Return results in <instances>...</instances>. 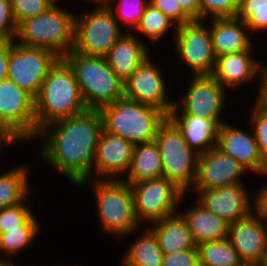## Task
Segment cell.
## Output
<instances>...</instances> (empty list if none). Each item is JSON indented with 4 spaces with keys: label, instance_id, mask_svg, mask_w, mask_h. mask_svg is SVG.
<instances>
[{
    "label": "cell",
    "instance_id": "6da1fadb",
    "mask_svg": "<svg viewBox=\"0 0 267 266\" xmlns=\"http://www.w3.org/2000/svg\"><path fill=\"white\" fill-rule=\"evenodd\" d=\"M99 110L54 121L40 129L34 138L42 144L43 161L74 186L91 180L97 143L102 131Z\"/></svg>",
    "mask_w": 267,
    "mask_h": 266
},
{
    "label": "cell",
    "instance_id": "7a4b0ae2",
    "mask_svg": "<svg viewBox=\"0 0 267 266\" xmlns=\"http://www.w3.org/2000/svg\"><path fill=\"white\" fill-rule=\"evenodd\" d=\"M87 110L73 69L60 58L35 98L36 135L46 125Z\"/></svg>",
    "mask_w": 267,
    "mask_h": 266
},
{
    "label": "cell",
    "instance_id": "3957f363",
    "mask_svg": "<svg viewBox=\"0 0 267 266\" xmlns=\"http://www.w3.org/2000/svg\"><path fill=\"white\" fill-rule=\"evenodd\" d=\"M90 183L94 194L98 223L101 231L116 239L129 238L140 232L130 184L123 180H86L77 187Z\"/></svg>",
    "mask_w": 267,
    "mask_h": 266
},
{
    "label": "cell",
    "instance_id": "277c9868",
    "mask_svg": "<svg viewBox=\"0 0 267 266\" xmlns=\"http://www.w3.org/2000/svg\"><path fill=\"white\" fill-rule=\"evenodd\" d=\"M104 131L120 136L133 146L155 140L159 127L168 116L152 106L120 98L99 109Z\"/></svg>",
    "mask_w": 267,
    "mask_h": 266
},
{
    "label": "cell",
    "instance_id": "5b68a950",
    "mask_svg": "<svg viewBox=\"0 0 267 266\" xmlns=\"http://www.w3.org/2000/svg\"><path fill=\"white\" fill-rule=\"evenodd\" d=\"M58 3L59 0L45 13L21 21L17 25L14 41L48 49L60 58L71 52L74 46L75 10L62 8Z\"/></svg>",
    "mask_w": 267,
    "mask_h": 266
},
{
    "label": "cell",
    "instance_id": "8992f818",
    "mask_svg": "<svg viewBox=\"0 0 267 266\" xmlns=\"http://www.w3.org/2000/svg\"><path fill=\"white\" fill-rule=\"evenodd\" d=\"M63 59L74 71L87 109L99 110L124 97V82L108 66L105 57L72 50Z\"/></svg>",
    "mask_w": 267,
    "mask_h": 266
},
{
    "label": "cell",
    "instance_id": "52a82bcc",
    "mask_svg": "<svg viewBox=\"0 0 267 266\" xmlns=\"http://www.w3.org/2000/svg\"><path fill=\"white\" fill-rule=\"evenodd\" d=\"M154 141L161 155L162 177L188 194L194 187L200 154L189 147L182 132L169 118L159 127Z\"/></svg>",
    "mask_w": 267,
    "mask_h": 266
},
{
    "label": "cell",
    "instance_id": "ba28073f",
    "mask_svg": "<svg viewBox=\"0 0 267 266\" xmlns=\"http://www.w3.org/2000/svg\"><path fill=\"white\" fill-rule=\"evenodd\" d=\"M75 15V52L89 56H105L124 34L114 14L105 4L94 5Z\"/></svg>",
    "mask_w": 267,
    "mask_h": 266
},
{
    "label": "cell",
    "instance_id": "9c48e42d",
    "mask_svg": "<svg viewBox=\"0 0 267 266\" xmlns=\"http://www.w3.org/2000/svg\"><path fill=\"white\" fill-rule=\"evenodd\" d=\"M0 129L19 145L36 137L35 99L8 78L0 81Z\"/></svg>",
    "mask_w": 267,
    "mask_h": 266
},
{
    "label": "cell",
    "instance_id": "30bf717a",
    "mask_svg": "<svg viewBox=\"0 0 267 266\" xmlns=\"http://www.w3.org/2000/svg\"><path fill=\"white\" fill-rule=\"evenodd\" d=\"M135 215L141 227L175 215L185 194L173 182L164 177L130 184ZM185 196V197H184ZM148 223V224H147Z\"/></svg>",
    "mask_w": 267,
    "mask_h": 266
},
{
    "label": "cell",
    "instance_id": "8fae6325",
    "mask_svg": "<svg viewBox=\"0 0 267 266\" xmlns=\"http://www.w3.org/2000/svg\"><path fill=\"white\" fill-rule=\"evenodd\" d=\"M172 31L173 53L180 64L185 63L192 76L212 75L216 57L209 24L205 20H193Z\"/></svg>",
    "mask_w": 267,
    "mask_h": 266
},
{
    "label": "cell",
    "instance_id": "7c38bea8",
    "mask_svg": "<svg viewBox=\"0 0 267 266\" xmlns=\"http://www.w3.org/2000/svg\"><path fill=\"white\" fill-rule=\"evenodd\" d=\"M187 90L175 100L169 115H192L209 120H216L222 125L221 117L227 106L228 90L212 75L191 76Z\"/></svg>",
    "mask_w": 267,
    "mask_h": 266
},
{
    "label": "cell",
    "instance_id": "4fadbf2b",
    "mask_svg": "<svg viewBox=\"0 0 267 266\" xmlns=\"http://www.w3.org/2000/svg\"><path fill=\"white\" fill-rule=\"evenodd\" d=\"M59 59L48 49L29 47L10 40L7 78L35 99L49 70Z\"/></svg>",
    "mask_w": 267,
    "mask_h": 266
},
{
    "label": "cell",
    "instance_id": "5bb4252c",
    "mask_svg": "<svg viewBox=\"0 0 267 266\" xmlns=\"http://www.w3.org/2000/svg\"><path fill=\"white\" fill-rule=\"evenodd\" d=\"M152 58L148 56L124 82V97L157 108L169 116L175 101L168 96L165 72Z\"/></svg>",
    "mask_w": 267,
    "mask_h": 266
},
{
    "label": "cell",
    "instance_id": "9a60e30c",
    "mask_svg": "<svg viewBox=\"0 0 267 266\" xmlns=\"http://www.w3.org/2000/svg\"><path fill=\"white\" fill-rule=\"evenodd\" d=\"M254 47L255 45L245 51L217 57L212 76L229 91H233L234 88L237 91L246 84H253L256 79V83L259 81L257 84L259 87L254 98L258 99L261 94L265 64L253 57Z\"/></svg>",
    "mask_w": 267,
    "mask_h": 266
},
{
    "label": "cell",
    "instance_id": "2e32d148",
    "mask_svg": "<svg viewBox=\"0 0 267 266\" xmlns=\"http://www.w3.org/2000/svg\"><path fill=\"white\" fill-rule=\"evenodd\" d=\"M247 188L245 184H232L216 189L200 190L196 194V199L207 210L230 224L255 211V198H253L255 196Z\"/></svg>",
    "mask_w": 267,
    "mask_h": 266
},
{
    "label": "cell",
    "instance_id": "e0dca14e",
    "mask_svg": "<svg viewBox=\"0 0 267 266\" xmlns=\"http://www.w3.org/2000/svg\"><path fill=\"white\" fill-rule=\"evenodd\" d=\"M133 149L129 141L102 129L91 180H123L130 169Z\"/></svg>",
    "mask_w": 267,
    "mask_h": 266
},
{
    "label": "cell",
    "instance_id": "ac0fdd59",
    "mask_svg": "<svg viewBox=\"0 0 267 266\" xmlns=\"http://www.w3.org/2000/svg\"><path fill=\"white\" fill-rule=\"evenodd\" d=\"M223 123L220 126L216 147L234 158L248 173L262 176L267 171V161L260 154L255 133Z\"/></svg>",
    "mask_w": 267,
    "mask_h": 266
},
{
    "label": "cell",
    "instance_id": "d6986e66",
    "mask_svg": "<svg viewBox=\"0 0 267 266\" xmlns=\"http://www.w3.org/2000/svg\"><path fill=\"white\" fill-rule=\"evenodd\" d=\"M248 173L234 158L217 147L201 154L198 159L197 176L191 190L216 189L232 184H245L243 175Z\"/></svg>",
    "mask_w": 267,
    "mask_h": 266
},
{
    "label": "cell",
    "instance_id": "ffe728a7",
    "mask_svg": "<svg viewBox=\"0 0 267 266\" xmlns=\"http://www.w3.org/2000/svg\"><path fill=\"white\" fill-rule=\"evenodd\" d=\"M227 239L242 263L259 265L267 250V223L254 211L229 224Z\"/></svg>",
    "mask_w": 267,
    "mask_h": 266
},
{
    "label": "cell",
    "instance_id": "44dd1931",
    "mask_svg": "<svg viewBox=\"0 0 267 266\" xmlns=\"http://www.w3.org/2000/svg\"><path fill=\"white\" fill-rule=\"evenodd\" d=\"M135 31H124L104 56L112 71L125 82L131 74L148 58L150 48L148 44ZM148 46V47H147Z\"/></svg>",
    "mask_w": 267,
    "mask_h": 266
},
{
    "label": "cell",
    "instance_id": "7402d4cb",
    "mask_svg": "<svg viewBox=\"0 0 267 266\" xmlns=\"http://www.w3.org/2000/svg\"><path fill=\"white\" fill-rule=\"evenodd\" d=\"M205 21L209 24L216 58L248 50L255 44L245 22L236 17Z\"/></svg>",
    "mask_w": 267,
    "mask_h": 266
},
{
    "label": "cell",
    "instance_id": "603a6c76",
    "mask_svg": "<svg viewBox=\"0 0 267 266\" xmlns=\"http://www.w3.org/2000/svg\"><path fill=\"white\" fill-rule=\"evenodd\" d=\"M154 233L163 254H174L187 249H197L192 232L183 216L175 215L163 218L147 225Z\"/></svg>",
    "mask_w": 267,
    "mask_h": 266
},
{
    "label": "cell",
    "instance_id": "cb8c5ba5",
    "mask_svg": "<svg viewBox=\"0 0 267 266\" xmlns=\"http://www.w3.org/2000/svg\"><path fill=\"white\" fill-rule=\"evenodd\" d=\"M179 213L186 220L196 245L227 238L229 223L207 210L197 200Z\"/></svg>",
    "mask_w": 267,
    "mask_h": 266
},
{
    "label": "cell",
    "instance_id": "d4e9b609",
    "mask_svg": "<svg viewBox=\"0 0 267 266\" xmlns=\"http://www.w3.org/2000/svg\"><path fill=\"white\" fill-rule=\"evenodd\" d=\"M168 118L179 128L190 148L203 154L216 147L220 124L192 115H169Z\"/></svg>",
    "mask_w": 267,
    "mask_h": 266
},
{
    "label": "cell",
    "instance_id": "484cf974",
    "mask_svg": "<svg viewBox=\"0 0 267 266\" xmlns=\"http://www.w3.org/2000/svg\"><path fill=\"white\" fill-rule=\"evenodd\" d=\"M162 177V160L155 141L134 146L130 169L123 181L133 184Z\"/></svg>",
    "mask_w": 267,
    "mask_h": 266
},
{
    "label": "cell",
    "instance_id": "4316f807",
    "mask_svg": "<svg viewBox=\"0 0 267 266\" xmlns=\"http://www.w3.org/2000/svg\"><path fill=\"white\" fill-rule=\"evenodd\" d=\"M138 235L122 254L121 266H162L164 254L154 233L145 227Z\"/></svg>",
    "mask_w": 267,
    "mask_h": 266
},
{
    "label": "cell",
    "instance_id": "83f0119b",
    "mask_svg": "<svg viewBox=\"0 0 267 266\" xmlns=\"http://www.w3.org/2000/svg\"><path fill=\"white\" fill-rule=\"evenodd\" d=\"M2 173L0 174V210L23 203L32 195L28 164L17 165Z\"/></svg>",
    "mask_w": 267,
    "mask_h": 266
},
{
    "label": "cell",
    "instance_id": "f1b7e54d",
    "mask_svg": "<svg viewBox=\"0 0 267 266\" xmlns=\"http://www.w3.org/2000/svg\"><path fill=\"white\" fill-rule=\"evenodd\" d=\"M36 218L35 213L18 229L6 230V233H0V255L11 265L17 266L14 262V256L28 250L29 246L36 241L41 234V223ZM4 254V255H3ZM17 255V256H16ZM13 257V258H12Z\"/></svg>",
    "mask_w": 267,
    "mask_h": 266
},
{
    "label": "cell",
    "instance_id": "f546056e",
    "mask_svg": "<svg viewBox=\"0 0 267 266\" xmlns=\"http://www.w3.org/2000/svg\"><path fill=\"white\" fill-rule=\"evenodd\" d=\"M200 266H240L237 251L226 238L197 245Z\"/></svg>",
    "mask_w": 267,
    "mask_h": 266
},
{
    "label": "cell",
    "instance_id": "4dcf8cb0",
    "mask_svg": "<svg viewBox=\"0 0 267 266\" xmlns=\"http://www.w3.org/2000/svg\"><path fill=\"white\" fill-rule=\"evenodd\" d=\"M177 25L169 19L162 11L158 10L150 3L144 10L139 25L135 28L136 33L139 32L142 36L148 37L151 45L160 42L165 37L171 28L177 29Z\"/></svg>",
    "mask_w": 267,
    "mask_h": 266
},
{
    "label": "cell",
    "instance_id": "1f68e13d",
    "mask_svg": "<svg viewBox=\"0 0 267 266\" xmlns=\"http://www.w3.org/2000/svg\"><path fill=\"white\" fill-rule=\"evenodd\" d=\"M149 2L150 0H109L105 5L112 11L119 26H127V32H132L139 25Z\"/></svg>",
    "mask_w": 267,
    "mask_h": 266
},
{
    "label": "cell",
    "instance_id": "d6a6232c",
    "mask_svg": "<svg viewBox=\"0 0 267 266\" xmlns=\"http://www.w3.org/2000/svg\"><path fill=\"white\" fill-rule=\"evenodd\" d=\"M236 18L245 22L251 34L267 31V0H239Z\"/></svg>",
    "mask_w": 267,
    "mask_h": 266
},
{
    "label": "cell",
    "instance_id": "836d02e7",
    "mask_svg": "<svg viewBox=\"0 0 267 266\" xmlns=\"http://www.w3.org/2000/svg\"><path fill=\"white\" fill-rule=\"evenodd\" d=\"M253 102L250 116H248V124L251 125L255 133L260 154L267 161V107L258 99Z\"/></svg>",
    "mask_w": 267,
    "mask_h": 266
},
{
    "label": "cell",
    "instance_id": "e575fe53",
    "mask_svg": "<svg viewBox=\"0 0 267 266\" xmlns=\"http://www.w3.org/2000/svg\"><path fill=\"white\" fill-rule=\"evenodd\" d=\"M30 198L29 196L23 203L0 210V233L18 229L35 213L30 203H27Z\"/></svg>",
    "mask_w": 267,
    "mask_h": 266
},
{
    "label": "cell",
    "instance_id": "d590c367",
    "mask_svg": "<svg viewBox=\"0 0 267 266\" xmlns=\"http://www.w3.org/2000/svg\"><path fill=\"white\" fill-rule=\"evenodd\" d=\"M58 0H10L11 10L16 24L45 13Z\"/></svg>",
    "mask_w": 267,
    "mask_h": 266
},
{
    "label": "cell",
    "instance_id": "8d00e7d4",
    "mask_svg": "<svg viewBox=\"0 0 267 266\" xmlns=\"http://www.w3.org/2000/svg\"><path fill=\"white\" fill-rule=\"evenodd\" d=\"M201 20L233 18L238 11L239 0H199Z\"/></svg>",
    "mask_w": 267,
    "mask_h": 266
},
{
    "label": "cell",
    "instance_id": "74e56055",
    "mask_svg": "<svg viewBox=\"0 0 267 266\" xmlns=\"http://www.w3.org/2000/svg\"><path fill=\"white\" fill-rule=\"evenodd\" d=\"M152 6L162 11L177 26L193 21V19L182 9L181 5L174 0H150Z\"/></svg>",
    "mask_w": 267,
    "mask_h": 266
},
{
    "label": "cell",
    "instance_id": "f35d334b",
    "mask_svg": "<svg viewBox=\"0 0 267 266\" xmlns=\"http://www.w3.org/2000/svg\"><path fill=\"white\" fill-rule=\"evenodd\" d=\"M17 24L14 20L10 0H0V40H14Z\"/></svg>",
    "mask_w": 267,
    "mask_h": 266
},
{
    "label": "cell",
    "instance_id": "ab89813d",
    "mask_svg": "<svg viewBox=\"0 0 267 266\" xmlns=\"http://www.w3.org/2000/svg\"><path fill=\"white\" fill-rule=\"evenodd\" d=\"M162 266H200L198 249H187L164 254Z\"/></svg>",
    "mask_w": 267,
    "mask_h": 266
},
{
    "label": "cell",
    "instance_id": "60d3db41",
    "mask_svg": "<svg viewBox=\"0 0 267 266\" xmlns=\"http://www.w3.org/2000/svg\"><path fill=\"white\" fill-rule=\"evenodd\" d=\"M267 178V171L262 175V177ZM255 212L267 223V182L259 187L255 193Z\"/></svg>",
    "mask_w": 267,
    "mask_h": 266
},
{
    "label": "cell",
    "instance_id": "b9f144b4",
    "mask_svg": "<svg viewBox=\"0 0 267 266\" xmlns=\"http://www.w3.org/2000/svg\"><path fill=\"white\" fill-rule=\"evenodd\" d=\"M10 56V40H0V81L8 76V62Z\"/></svg>",
    "mask_w": 267,
    "mask_h": 266
},
{
    "label": "cell",
    "instance_id": "7bdbcfd3",
    "mask_svg": "<svg viewBox=\"0 0 267 266\" xmlns=\"http://www.w3.org/2000/svg\"><path fill=\"white\" fill-rule=\"evenodd\" d=\"M193 19L201 20V5L199 0H174Z\"/></svg>",
    "mask_w": 267,
    "mask_h": 266
},
{
    "label": "cell",
    "instance_id": "ee69618b",
    "mask_svg": "<svg viewBox=\"0 0 267 266\" xmlns=\"http://www.w3.org/2000/svg\"><path fill=\"white\" fill-rule=\"evenodd\" d=\"M258 100L267 107V76H262V89Z\"/></svg>",
    "mask_w": 267,
    "mask_h": 266
},
{
    "label": "cell",
    "instance_id": "f6af8a7d",
    "mask_svg": "<svg viewBox=\"0 0 267 266\" xmlns=\"http://www.w3.org/2000/svg\"><path fill=\"white\" fill-rule=\"evenodd\" d=\"M14 144L16 145V143L0 129V151L2 149H5L4 148L5 146L7 147L9 145H14Z\"/></svg>",
    "mask_w": 267,
    "mask_h": 266
},
{
    "label": "cell",
    "instance_id": "bcb514c9",
    "mask_svg": "<svg viewBox=\"0 0 267 266\" xmlns=\"http://www.w3.org/2000/svg\"><path fill=\"white\" fill-rule=\"evenodd\" d=\"M87 3H91L93 5H98V4H106L109 0H83Z\"/></svg>",
    "mask_w": 267,
    "mask_h": 266
},
{
    "label": "cell",
    "instance_id": "7dc6e473",
    "mask_svg": "<svg viewBox=\"0 0 267 266\" xmlns=\"http://www.w3.org/2000/svg\"><path fill=\"white\" fill-rule=\"evenodd\" d=\"M259 266H267V250Z\"/></svg>",
    "mask_w": 267,
    "mask_h": 266
},
{
    "label": "cell",
    "instance_id": "c3c4849f",
    "mask_svg": "<svg viewBox=\"0 0 267 266\" xmlns=\"http://www.w3.org/2000/svg\"><path fill=\"white\" fill-rule=\"evenodd\" d=\"M0 266H11L3 257L0 255Z\"/></svg>",
    "mask_w": 267,
    "mask_h": 266
},
{
    "label": "cell",
    "instance_id": "681fc988",
    "mask_svg": "<svg viewBox=\"0 0 267 266\" xmlns=\"http://www.w3.org/2000/svg\"><path fill=\"white\" fill-rule=\"evenodd\" d=\"M263 76H267V63L264 66Z\"/></svg>",
    "mask_w": 267,
    "mask_h": 266
},
{
    "label": "cell",
    "instance_id": "f907efd6",
    "mask_svg": "<svg viewBox=\"0 0 267 266\" xmlns=\"http://www.w3.org/2000/svg\"><path fill=\"white\" fill-rule=\"evenodd\" d=\"M240 266H259L256 264H247V263H242Z\"/></svg>",
    "mask_w": 267,
    "mask_h": 266
},
{
    "label": "cell",
    "instance_id": "816d5d0a",
    "mask_svg": "<svg viewBox=\"0 0 267 266\" xmlns=\"http://www.w3.org/2000/svg\"><path fill=\"white\" fill-rule=\"evenodd\" d=\"M53 266H61V265H53ZM62 266H64V265H62ZM65 266H68V265H65ZM69 266H71V264L69 265ZM74 266V265H73ZM77 266V265H76Z\"/></svg>",
    "mask_w": 267,
    "mask_h": 266
}]
</instances>
